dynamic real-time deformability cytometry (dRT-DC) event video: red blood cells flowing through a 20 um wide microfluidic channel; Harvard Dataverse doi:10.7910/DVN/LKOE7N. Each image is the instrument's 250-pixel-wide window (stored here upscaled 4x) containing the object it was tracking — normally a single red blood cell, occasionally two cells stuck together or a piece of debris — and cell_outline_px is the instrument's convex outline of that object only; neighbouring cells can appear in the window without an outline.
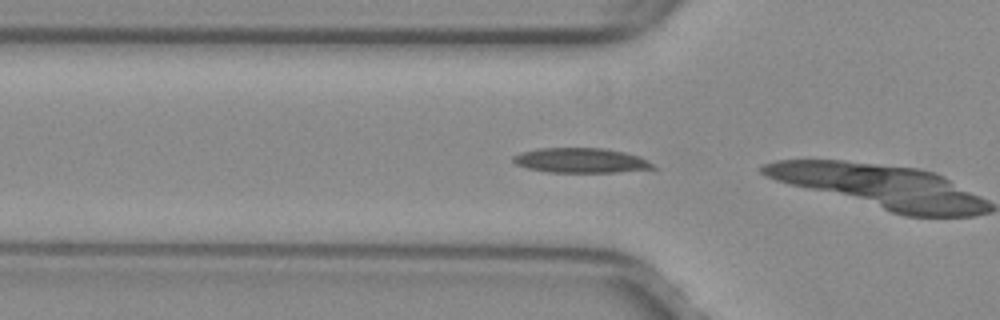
{"species": "common noctule bat (a hibernating species)", "species_latin": "Nyctalus noctula", "temperature_condition": "warm", "stored_images_in_passage": 5, "camera_frame_rate_fps": 3000, "um_per_image_px": 0.085, "animal": {"sex": "female", "body_mass_g": 29.2, "forearm_length_mm": 56.3}, "frame": {"image": 1, "passage_image": 4, "time_ms": 1.0, "image_size_px": [1000, 320], "cell_outline_px": [[660, 168], [616, 172], [548, 172], [528, 168], [516, 164], [512, 160], [512, 156], [520, 152], [536, 148], [604, 148], [624, 152], [640, 156], [648, 160]], "centroid_in_image_um": [49.39, 13.63], "position_along_channel_um": 76.4, "area_um2": 20.4}}